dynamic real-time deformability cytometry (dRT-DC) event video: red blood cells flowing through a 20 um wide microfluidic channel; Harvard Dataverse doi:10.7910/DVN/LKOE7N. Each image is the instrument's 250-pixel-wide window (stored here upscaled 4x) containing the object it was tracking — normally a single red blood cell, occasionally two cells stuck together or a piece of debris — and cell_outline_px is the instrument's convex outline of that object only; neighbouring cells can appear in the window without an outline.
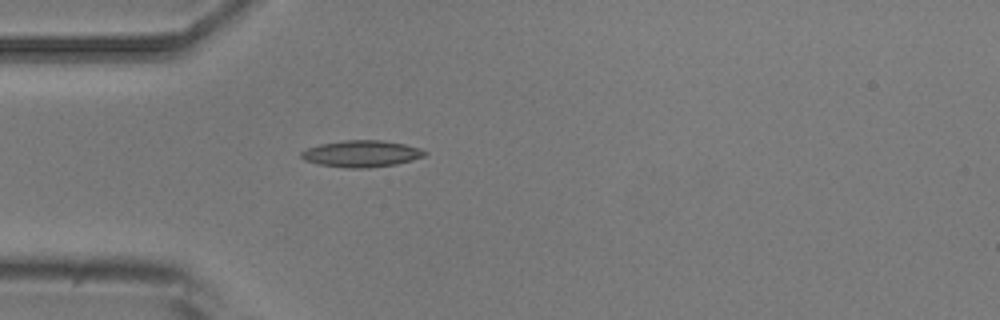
{"species": "common noctule bat (a hibernating species)", "species_latin": "Nyctalus noctula", "temperature_condition": "room temperature", "stored_images_in_passage": 3, "camera_frame_rate_fps": 3000, "um_per_image_px": 0.085, "animal": {"sex": "male", "body_mass_g": 20.5, "forearm_length_mm": 52.5}, "frame": {"image": 1, "passage_image": 3, "time_ms": 2.333, "image_size_px": [1000, 320], "cell_outline_px": [[428, 152], [424, 156], [412, 160], [396, 164], [368, 168], [344, 168], [320, 164], [304, 160], [300, 156], [300, 152], [308, 148], [320, 144], [344, 140], [380, 140], [404, 144], [420, 148]], "centroid_in_image_um": [30.72, 13.07], "position_along_channel_um": 54.3, "area_um2": 19.13}}